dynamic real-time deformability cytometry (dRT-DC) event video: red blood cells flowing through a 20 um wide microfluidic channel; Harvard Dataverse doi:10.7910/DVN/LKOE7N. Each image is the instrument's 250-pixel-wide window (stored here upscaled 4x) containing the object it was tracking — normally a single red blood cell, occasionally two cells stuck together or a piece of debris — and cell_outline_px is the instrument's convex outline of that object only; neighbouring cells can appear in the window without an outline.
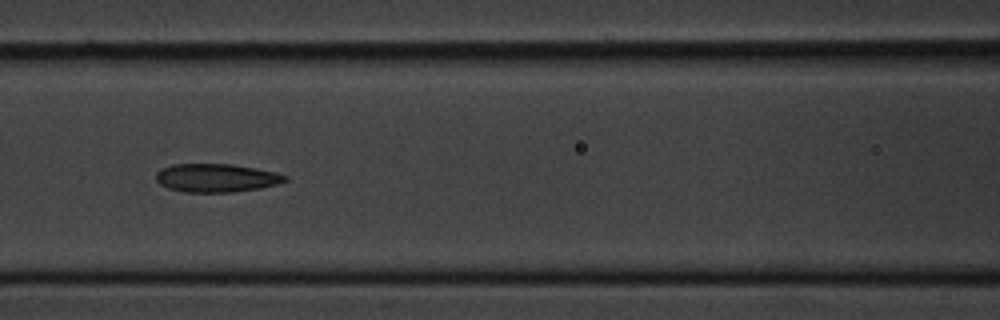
{"species": "common noctule bat (a hibernating species)", "species_latin": "Nyctalus noctula", "temperature_condition": "cold", "stored_images_in_passage": 14, "camera_frame_rate_fps": 3000, "um_per_image_px": 0.085, "animal": {"sex": "male", "body_mass_g": 20.1, "forearm_length_mm": 53.5}, "frame": {"image": 1, "passage_image": 7, "time_ms": 7.667, "image_size_px": [1000, 320], "cell_outline_px": [[288, 180], [276, 184], [260, 188], [232, 192], [184, 192], [168, 188], [160, 184], [156, 180], [156, 172], [160, 168], [172, 164], [232, 164], [276, 172], [288, 176]], "centroid_in_image_um": [18.36, 15.12], "position_along_channel_um": 148.2, "area_um2": 21.39}}
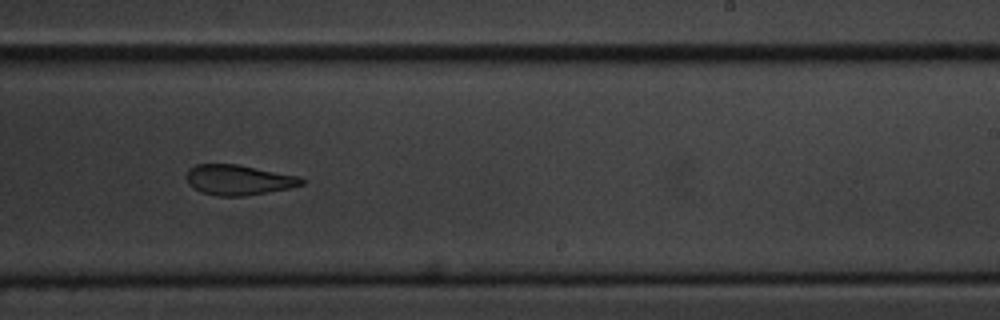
{"frame": {"image": 2, "passage_image": 10, "time_ms": 11.0, "image_size_px": [1000, 320], "cell_outline_px": [[308, 180], [304, 184], [288, 188], [244, 196], [220, 196], [200, 192], [188, 184], [188, 172], [196, 164], [236, 164], [296, 176]], "centroid_in_image_um": [20.28, 15.3], "position_along_channel_um": 268.7, "area_um2": 19.88}}
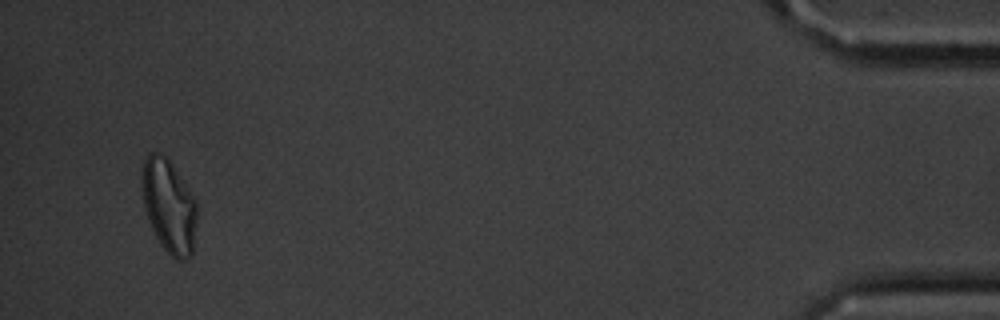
{"frame": {"image": 3, "passage_image": 14, "time_ms": 17.333, "image_size_px": [1000, 320], "cell_outline_px": [[196, 224], [192, 252], [184, 260], [176, 260], [160, 244], [148, 220], [144, 208], [140, 180], [140, 176], [144, 160], [148, 152], [160, 152], [168, 160], [188, 188], [196, 204]], "centroid_in_image_um": [14.31, 17.49], "position_along_channel_um": 420.9, "area_um2": 29.71}, "authors_computed_cell_mechanics": {"area_um2": 21.8773, "velocity_mm_per_s": 3.6236, "shape_relaxation_time_tau1_ms": null, "shape_relaxation_time_tau2_ms": 4.6187, "deformation_change_tau1": null, "deformation_change_tau2": 0.1162}}